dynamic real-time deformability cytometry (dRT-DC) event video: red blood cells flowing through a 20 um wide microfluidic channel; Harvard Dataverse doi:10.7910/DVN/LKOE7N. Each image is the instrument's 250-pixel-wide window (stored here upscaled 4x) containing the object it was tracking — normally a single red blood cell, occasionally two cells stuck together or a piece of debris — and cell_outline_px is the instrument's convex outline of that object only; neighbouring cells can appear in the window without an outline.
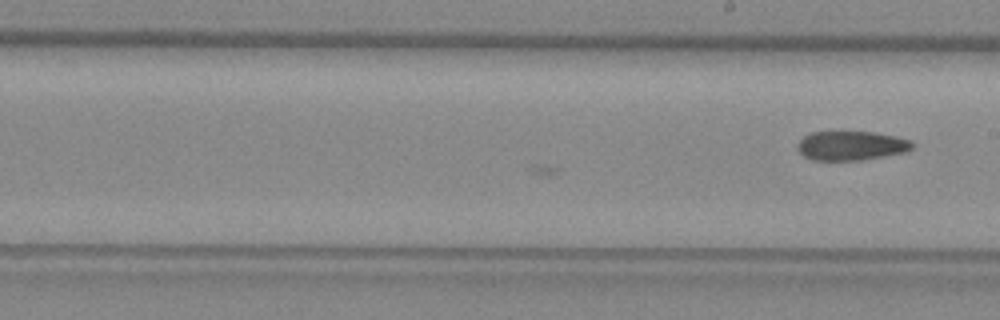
{"species": "common noctule bat (a hibernating species)", "species_latin": "Nyctalus noctula", "temperature_condition": "warm", "stored_images_in_passage": 18, "camera_frame_rate_fps": 3000, "um_per_image_px": 0.085, "animal": {"sex": "female", "body_mass_g": 29.2, "forearm_length_mm": 56.3}, "frame": {"image": 1, "passage_image": 18, "time_ms": 5.667, "image_size_px": [1000, 320], "cell_outline_px": [[916, 144], [912, 148], [904, 152], [860, 160], [812, 160], [804, 156], [796, 148], [796, 144], [804, 136], [812, 132], [872, 132], [896, 136], [912, 140]], "centroid_in_image_um": [72.35, 12.38], "position_along_channel_um": 216.6, "area_um2": 19.54}}